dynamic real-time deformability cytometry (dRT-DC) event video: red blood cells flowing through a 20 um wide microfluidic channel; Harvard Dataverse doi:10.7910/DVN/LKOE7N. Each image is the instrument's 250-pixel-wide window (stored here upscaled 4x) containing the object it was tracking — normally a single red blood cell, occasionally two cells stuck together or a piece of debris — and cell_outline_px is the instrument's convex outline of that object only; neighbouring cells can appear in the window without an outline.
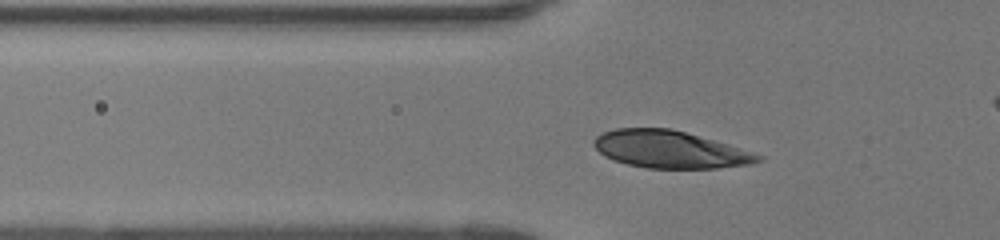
{"species": "human", "species_latin": "Homo sapiens", "temperature_condition": "room temperature", "stored_images_in_passage": 39, "camera_frame_rate_fps": 3000, "um_per_image_px": 0.085, "donor": {"sex": "female"}, "frame": {"image": 1, "passage_image": 10, "time_ms": 3.0, "image_size_px": [1000, 240], "cell_outline_px": [[764, 160], [752, 164], [716, 168], [648, 168], [628, 164], [604, 156], [592, 144], [592, 140], [596, 136], [604, 132], [616, 128], [672, 128], [712, 140], [764, 156]], "centroid_in_image_um": [56.92, 12.7], "position_along_channel_um": 68.9, "area_um2": 35.37}}
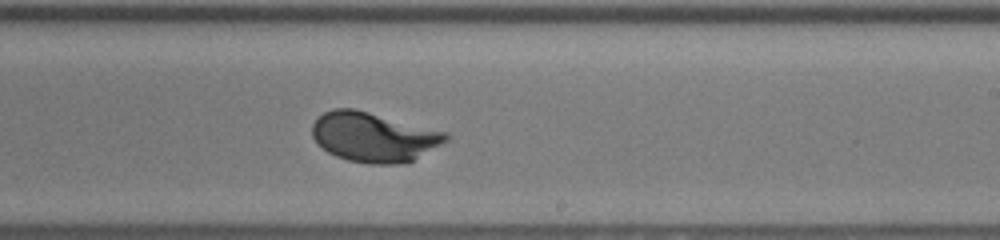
{"frame": {"image": 2, "passage_image": 24, "time_ms": 7.667, "image_size_px": [1000, 240], "cell_outline_px": [[448, 140], [412, 160], [404, 164], [368, 164], [348, 160], [336, 156], [328, 152], [316, 144], [312, 136], [312, 124], [324, 112], [332, 108], [356, 108], [448, 132]], "centroid_in_image_um": [31.74, 11.64], "position_along_channel_um": 257.3, "area_um2": 38.84}}
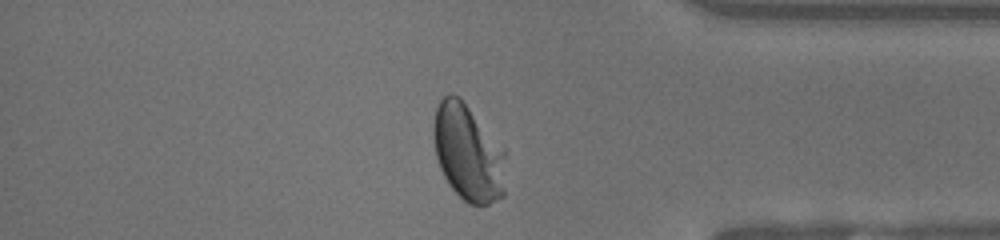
{"frame": {"image": 3, "passage_image": 35, "time_ms": 11.333, "image_size_px": [1000, 240], "cell_outline_px": [[508, 152], [504, 196], [488, 204], [468, 204], [448, 184], [440, 168], [436, 156], [432, 136], [432, 128], [436, 108], [440, 100], [448, 92], [452, 92], [460, 96]], "centroid_in_image_um": [39.81, 12.95], "position_along_channel_um": 395.4, "area_um2": 41.67}}